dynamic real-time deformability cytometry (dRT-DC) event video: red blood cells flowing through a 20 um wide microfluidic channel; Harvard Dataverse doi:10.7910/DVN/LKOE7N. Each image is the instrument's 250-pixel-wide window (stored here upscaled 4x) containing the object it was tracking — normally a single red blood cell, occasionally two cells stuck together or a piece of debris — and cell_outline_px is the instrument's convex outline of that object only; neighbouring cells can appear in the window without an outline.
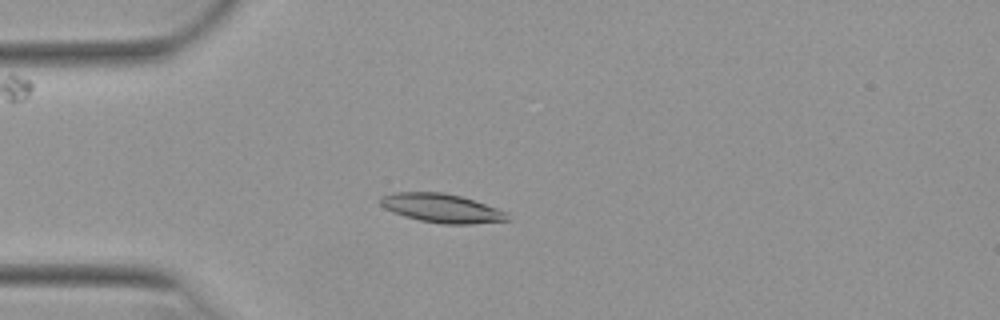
{"species": "Egyptian fruit bat (a non-hibernating species)", "species_latin": "Rousettus aegyptiacus", "temperature_condition": "warm", "stored_images_in_passage": 35, "camera_frame_rate_fps": 3000, "um_per_image_px": 0.085, "animal": {"sex": "female"}, "frame": {"image": 1, "passage_image": 7, "time_ms": 2.0, "image_size_px": [1000, 320], "cell_outline_px": [[512, 220], [472, 224], [444, 224], [420, 220], [404, 216], [392, 212], [384, 208], [380, 204], [380, 196], [392, 192], [444, 192], [460, 196], [508, 212]], "centroid_in_image_um": [37.54, 17.69], "position_along_channel_um": 47.5, "area_um2": 21.44}}
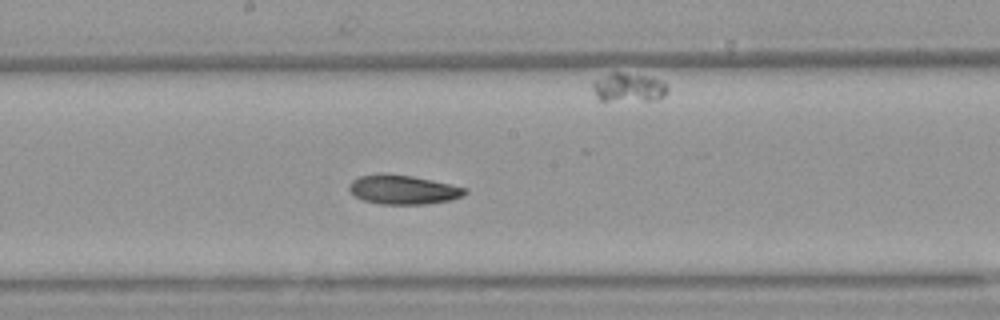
{"frame": {"image": 2, "passage_image": 21, "time_ms": 6.667, "image_size_px": [1000, 320], "cell_outline_px": [[468, 192], [460, 196], [448, 200], [428, 204], [380, 204], [364, 200], [356, 196], [348, 188], [348, 184], [352, 180], [360, 176], [380, 172], [384, 172], [412, 176], [432, 180], [468, 188]], "centroid_in_image_um": [34.24, 16.1], "position_along_channel_um": 214.0, "area_um2": 19.77}}
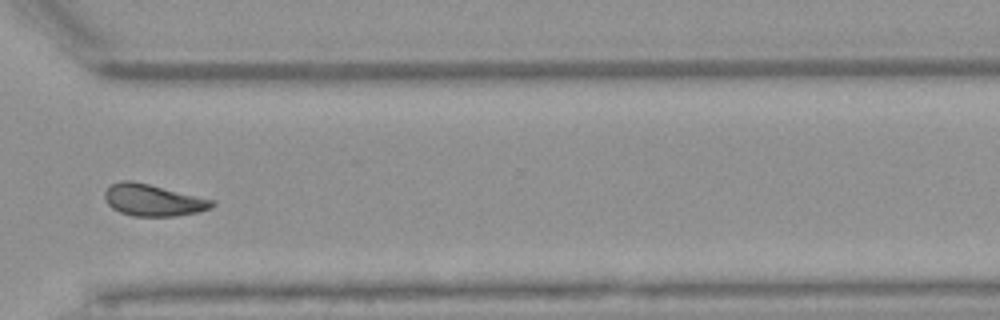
{"frame": {"image": 3, "passage_image": 32, "time_ms": 10.333, "image_size_px": [1000, 320], "cell_outline_px": [[216, 204], [208, 208], [196, 212], [176, 216], [132, 216], [120, 212], [112, 208], [108, 204], [104, 196], [104, 192], [112, 184], [120, 180], [132, 180], [216, 200]], "centroid_in_image_um": [13.0, 17.0], "position_along_channel_um": 357.6, "area_um2": 19.83}, "authors_computed_cell_mechanics": {"area_um2": 19.8254, "velocity_mm_per_s": 3.9159, "shape_relaxation_time_tau1_ms": 6.7391, "shape_relaxation_time_tau2_ms": 4.4381, "deformation_change_tau1": 0.1524, "deformation_change_tau2": 0.1036}}